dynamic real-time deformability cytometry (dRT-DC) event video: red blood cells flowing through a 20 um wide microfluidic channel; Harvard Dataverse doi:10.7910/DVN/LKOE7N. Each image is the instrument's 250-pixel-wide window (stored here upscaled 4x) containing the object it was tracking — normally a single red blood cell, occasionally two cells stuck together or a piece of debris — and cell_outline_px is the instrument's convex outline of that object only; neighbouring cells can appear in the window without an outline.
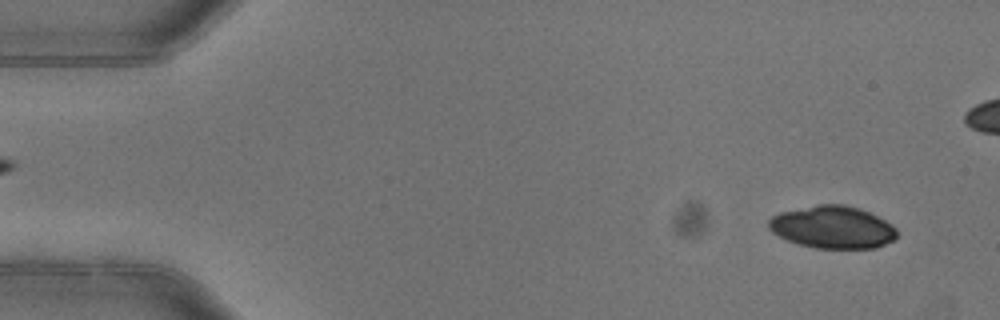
{"species": "common noctule bat (a hibernating species)", "species_latin": "Nyctalus noctula", "temperature_condition": "warm", "stored_images_in_passage": 4, "camera_frame_rate_fps": 3000, "um_per_image_px": 0.085, "animal": {"sex": "female"}, "frame": {"image": 1, "passage_image": 1, "time_ms": 0.0, "image_size_px": [1000, 320], "cell_outline_px": [[896, 236], [892, 240], [876, 248], [816, 248], [800, 244], [788, 240], [772, 232], [768, 228], [768, 220], [772, 216], [780, 212], [820, 204], [844, 204], [860, 208], [892, 224], [896, 228]], "centroid_in_image_um": [70.76, 19.3], "position_along_channel_um": 14.2, "area_um2": 31.5}}